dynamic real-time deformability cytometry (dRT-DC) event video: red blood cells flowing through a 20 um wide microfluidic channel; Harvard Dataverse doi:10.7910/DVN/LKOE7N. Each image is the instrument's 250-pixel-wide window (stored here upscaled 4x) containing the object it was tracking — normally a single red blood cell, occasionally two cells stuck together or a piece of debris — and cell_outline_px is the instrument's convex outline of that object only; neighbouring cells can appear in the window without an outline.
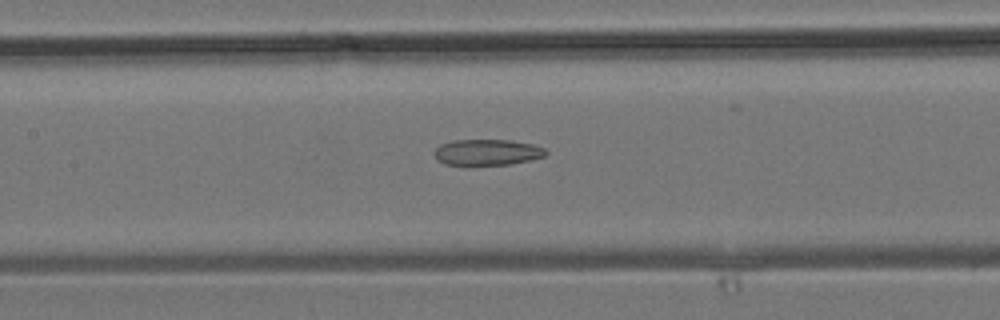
{"species": "common noctule bat (a hibernating species)", "species_latin": "Nyctalus noctula", "temperature_condition": "room temperature", "stored_images_in_passage": 28, "camera_frame_rate_fps": 3000, "um_per_image_px": 0.085, "animal": {"sex": "male", "body_mass_g": 19.2, "forearm_length_mm": 51.8}, "frame": {"image": 1, "passage_image": 12, "time_ms": 3.667, "image_size_px": [1000, 320], "cell_outline_px": [[548, 152], [544, 156], [512, 164], [472, 168], [444, 164], [436, 160], [432, 152], [440, 144], [452, 140], [512, 140], [532, 144], [544, 148]], "centroid_in_image_um": [41.32, 12.99], "position_along_channel_um": 166.1, "area_um2": 17.8}}
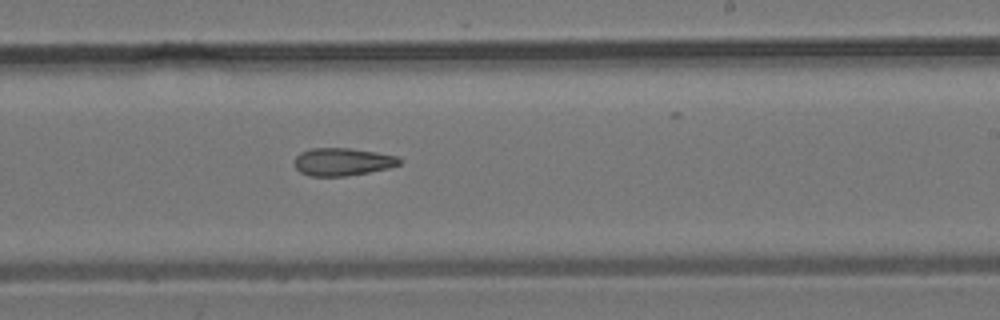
{"frame": {"image": 2, "passage_image": 17, "time_ms": 5.333, "image_size_px": [1000, 320], "cell_outline_px": [[400, 164], [388, 168], [368, 172], [344, 176], [308, 176], [300, 172], [296, 168], [296, 156], [300, 152], [312, 148], [352, 148], [376, 152], [396, 156], [400, 160]], "centroid_in_image_um": [29.09, 13.75], "position_along_channel_um": 259.9, "area_um2": 16.82}}
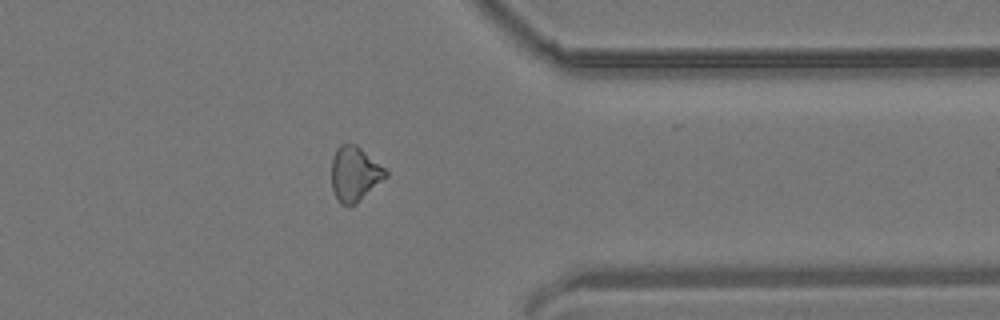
{"frame": {"image": 3, "passage_image": 24, "time_ms": 7.667, "image_size_px": [1000, 320], "cell_outline_px": [[388, 176], [356, 204], [340, 204], [332, 188], [332, 156], [336, 148], [340, 144], [356, 144], [384, 168], [388, 172]], "centroid_in_image_um": [30.14, 14.77], "position_along_channel_um": 381.3, "area_um2": 17.11}}